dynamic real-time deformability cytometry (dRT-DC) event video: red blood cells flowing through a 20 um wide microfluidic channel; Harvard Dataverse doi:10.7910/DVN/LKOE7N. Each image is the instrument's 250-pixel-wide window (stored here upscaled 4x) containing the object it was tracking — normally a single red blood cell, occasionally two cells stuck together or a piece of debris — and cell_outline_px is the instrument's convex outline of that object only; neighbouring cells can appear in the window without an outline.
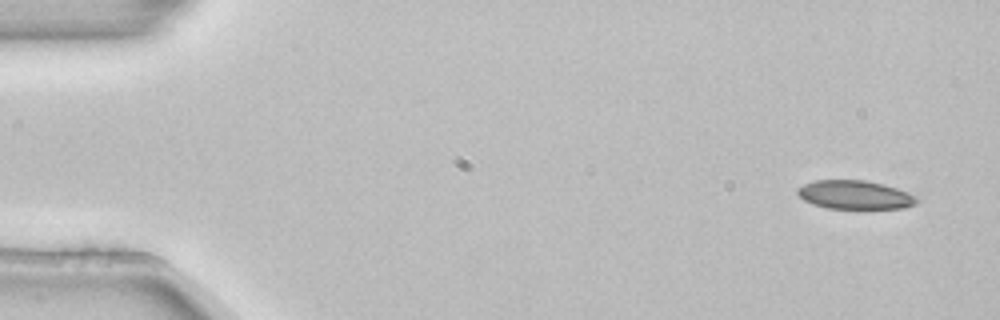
{"species": "common noctule bat (a hibernating species)", "species_latin": "Nyctalus noctula", "temperature_condition": "room temperature", "stored_images_in_passage": 6, "camera_frame_rate_fps": 3000, "um_per_image_px": 0.085, "animal": {"sex": "female", "body_mass_g": 22.7, "forearm_length_mm": 54.2}, "frame": {"image": 1, "passage_image": 1, "time_ms": 0.0, "image_size_px": [1000, 320], "cell_outline_px": [[920, 200], [916, 204], [904, 208], [828, 208], [812, 204], [804, 200], [796, 192], [796, 188], [812, 180], [864, 180], [884, 184], [908, 192], [916, 196]], "centroid_in_image_um": [72.67, 16.55], "position_along_channel_um": 12.3, "area_um2": 20.0}}
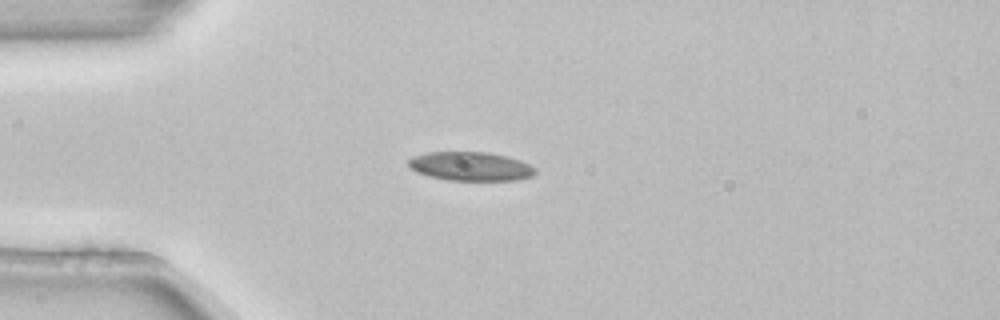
{"frame": {"image": 2, "passage_image": 4, "time_ms": 1.0, "image_size_px": [1000, 320], "cell_outline_px": [[536, 172], [532, 176], [516, 180], [448, 180], [428, 176], [416, 172], [408, 164], [408, 160], [412, 156], [428, 152], [488, 152], [508, 156], [520, 160], [536, 168]], "centroid_in_image_um": [40.0, 14.13], "position_along_channel_um": 45.0, "area_um2": 21.39}}